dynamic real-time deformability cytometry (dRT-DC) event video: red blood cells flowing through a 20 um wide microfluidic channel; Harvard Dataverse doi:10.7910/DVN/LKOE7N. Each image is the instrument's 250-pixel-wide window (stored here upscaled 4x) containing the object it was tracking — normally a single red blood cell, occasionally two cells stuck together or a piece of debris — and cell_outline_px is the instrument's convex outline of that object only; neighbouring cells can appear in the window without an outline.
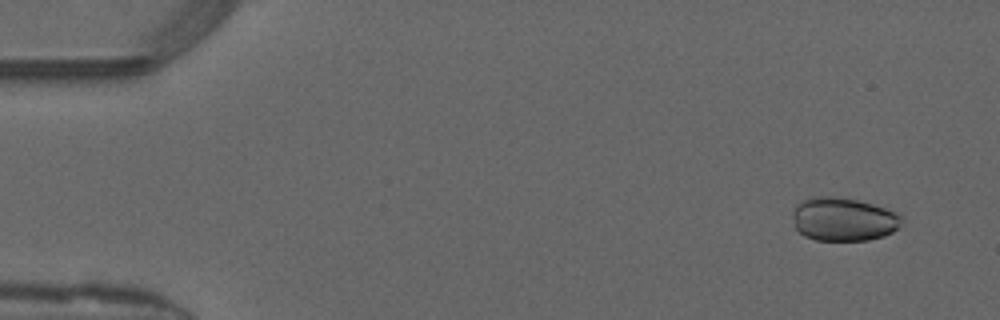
{"species": "common noctule bat (a hibernating species)", "species_latin": "Nyctalus noctula", "temperature_condition": "warm", "stored_images_in_passage": 50, "camera_frame_rate_fps": 3000, "um_per_image_px": 0.085, "animal": {"sex": "male", "forearm_length_mm": 52.5}, "frame": {"image": 1, "passage_image": 4, "time_ms": 1.0, "image_size_px": [1000, 320], "cell_outline_px": [[904, 224], [892, 232], [884, 236], [868, 240], [816, 240], [804, 236], [796, 228], [792, 216], [792, 212], [804, 200], [812, 196], [832, 196], [856, 200], [872, 204], [900, 212], [904, 216]], "centroid_in_image_um": [71.77, 18.64], "position_along_channel_um": 13.2, "area_um2": 27.86}}
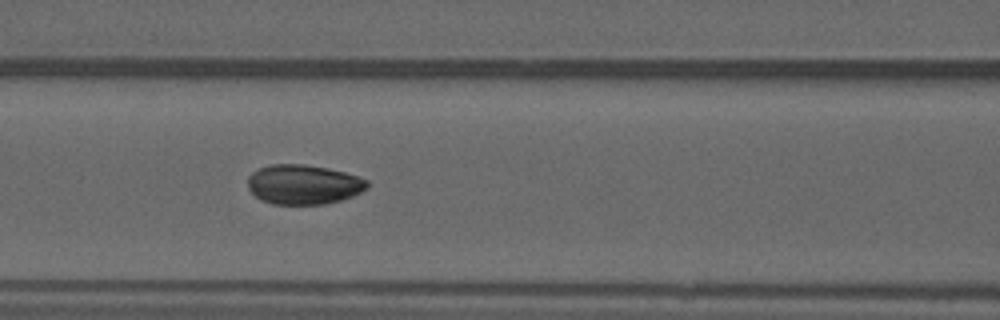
{"frame": {"image": 2, "passage_image": 22, "time_ms": 7.0, "image_size_px": [1000, 320], "cell_outline_px": [[368, 188], [352, 196], [340, 200], [324, 204], [272, 204], [260, 200], [248, 188], [248, 176], [252, 172], [260, 168], [272, 164], [304, 164], [328, 168], [344, 172], [368, 180]], "centroid_in_image_um": [25.78, 15.68], "position_along_channel_um": 140.8, "area_um2": 27.57}}
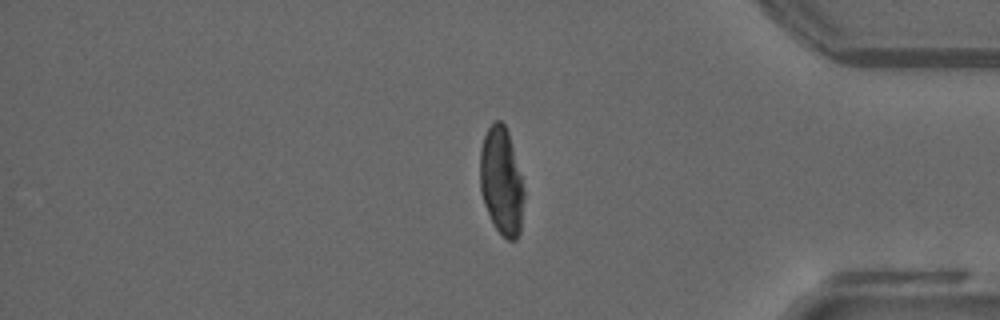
{"frame": {"image": 3, "passage_image": 42, "time_ms": 13.667, "image_size_px": [1000, 320], "cell_outline_px": [[524, 196], [520, 232], [516, 240], [508, 240], [492, 224], [484, 204], [480, 192], [480, 152], [484, 136], [488, 128], [496, 120], [500, 120], [504, 124], [508, 132], [520, 176], [524, 192]], "centroid_in_image_um": [42.6, 15.44], "position_along_channel_um": 392.6, "area_um2": 27.28}, "authors_computed_cell_mechanics": {"area_um2": 28.2353, "velocity_mm_per_s": 4.1545, "shape_relaxation_time_tau1_ms": 4.6562, "shape_relaxation_time_tau2_ms": null, "deformation_change_tau1": 0.1203, "deformation_change_tau2": null}}